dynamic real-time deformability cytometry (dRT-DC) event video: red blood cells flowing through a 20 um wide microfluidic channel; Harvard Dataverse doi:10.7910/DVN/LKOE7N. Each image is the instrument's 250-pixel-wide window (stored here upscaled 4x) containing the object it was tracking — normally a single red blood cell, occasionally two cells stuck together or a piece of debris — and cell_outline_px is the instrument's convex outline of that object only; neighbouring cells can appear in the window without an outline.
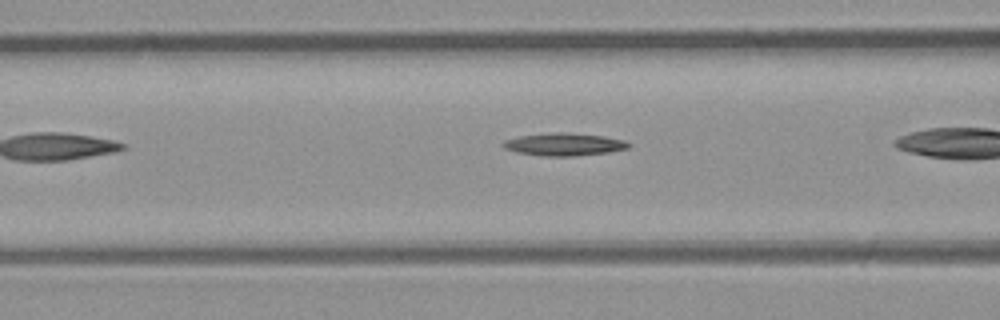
{"species": "common noctule bat (a hibernating species)", "species_latin": "Nyctalus noctula", "temperature_condition": "room temperature", "stored_images_in_passage": 5, "segment_of_instrument_passage": [1, 2], "camera_frame_rate_fps": 3000, "um_per_image_px": 0.085, "animal": {"sex": "male", "body_mass_g": 23.1, "forearm_length_mm": 52.7}, "frame": {"image": 1, "passage_image": 3, "time_ms": 2.333, "image_size_px": [1000, 320], "cell_outline_px": [[632, 144], [628, 148], [608, 152], [576, 156], [540, 156], [516, 152], [504, 148], [500, 144], [504, 140], [520, 136], [556, 132], [564, 132], [604, 136], [624, 140]], "centroid_in_image_um": [47.93, 12.27], "position_along_channel_um": 118.7, "area_um2": 16.59}}